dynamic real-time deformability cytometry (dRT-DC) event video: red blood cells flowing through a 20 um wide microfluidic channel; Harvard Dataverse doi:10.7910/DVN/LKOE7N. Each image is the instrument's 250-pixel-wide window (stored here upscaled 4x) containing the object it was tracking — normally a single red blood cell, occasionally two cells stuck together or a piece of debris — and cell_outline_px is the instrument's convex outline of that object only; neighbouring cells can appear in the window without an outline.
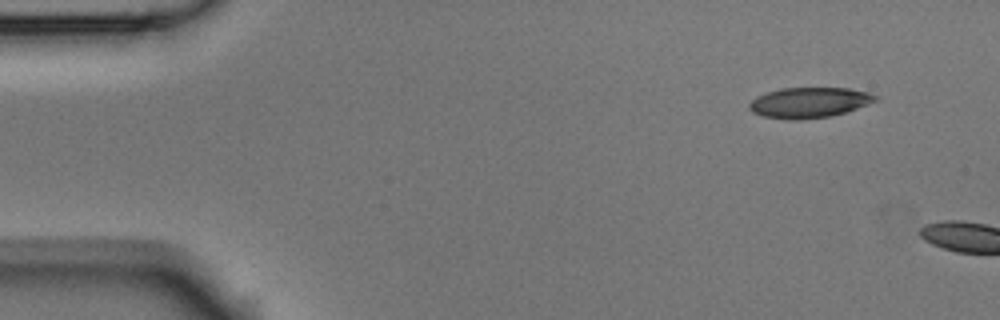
{"species": "Egyptian fruit bat (a non-hibernating species)", "species_latin": "Rousettus aegyptiacus", "temperature_condition": "room temperature", "stored_images_in_passage": 2, "camera_frame_rate_fps": 3000, "um_per_image_px": 0.085, "animal": {"sex": "male"}, "frame": {"image": 1, "passage_image": 1, "time_ms": 0.0, "image_size_px": [1000, 320], "cell_outline_px": [[880, 100], [832, 116], [800, 120], [788, 120], [764, 116], [752, 112], [748, 108], [748, 104], [756, 96], [780, 88], [848, 88], [868, 92], [880, 96]], "centroid_in_image_um": [68.79, 8.72], "position_along_channel_um": 16.2, "area_um2": 22.54}}